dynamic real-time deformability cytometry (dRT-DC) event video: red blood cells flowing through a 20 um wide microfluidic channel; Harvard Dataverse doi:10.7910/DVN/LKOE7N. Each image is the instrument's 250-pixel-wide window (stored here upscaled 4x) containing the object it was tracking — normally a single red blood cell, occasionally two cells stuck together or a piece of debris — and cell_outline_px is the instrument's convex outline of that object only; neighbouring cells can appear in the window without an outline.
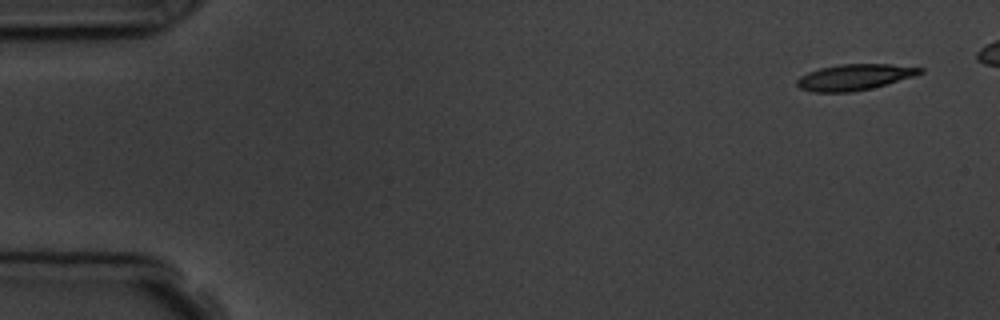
{"species": "common noctule bat (a hibernating species)", "species_latin": "Nyctalus noctula", "temperature_condition": "room temperature", "stored_images_in_passage": 8, "camera_frame_rate_fps": 3000, "um_per_image_px": 0.085, "animal": {"sex": "male", "body_mass_g": 19.5, "forearm_length_mm": 54.6}, "frame": {"image": 1, "passage_image": 1, "time_ms": 0.0, "image_size_px": [1000, 320], "cell_outline_px": [[924, 72], [912, 76], [884, 84], [852, 92], [812, 92], [800, 88], [796, 84], [796, 80], [800, 76], [808, 72], [820, 68], [840, 64], [892, 64], [924, 68]], "centroid_in_image_um": [72.58, 6.55], "position_along_channel_um": 12.4, "area_um2": 18.38}}